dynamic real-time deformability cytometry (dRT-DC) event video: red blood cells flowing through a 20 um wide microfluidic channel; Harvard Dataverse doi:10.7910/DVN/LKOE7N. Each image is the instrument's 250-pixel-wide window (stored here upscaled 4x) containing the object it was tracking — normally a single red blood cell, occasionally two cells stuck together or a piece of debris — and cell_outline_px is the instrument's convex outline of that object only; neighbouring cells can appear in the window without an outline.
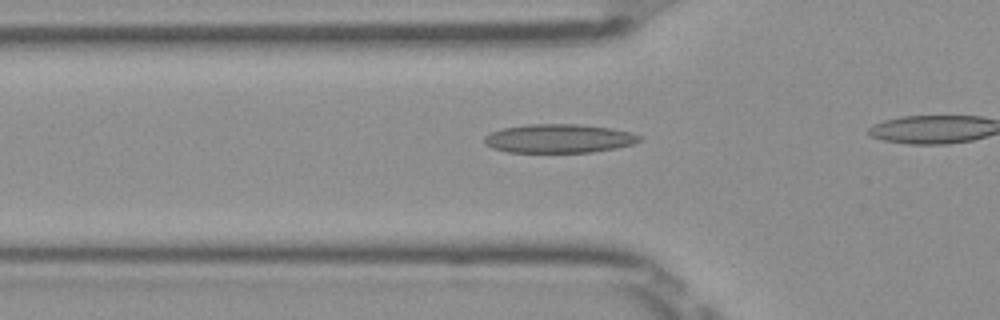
{"species": "Egyptian fruit bat (a non-hibernating species)", "species_latin": "Rousettus aegyptiacus", "temperature_condition": "room temperature", "stored_images_in_passage": 18, "camera_frame_rate_fps": 3000, "um_per_image_px": 0.085, "frame": {"image": 1, "passage_image": 13, "time_ms": 4.0, "image_size_px": [1000, 320], "cell_outline_px": [[640, 140], [632, 144], [616, 148], [592, 152], [508, 152], [492, 148], [484, 144], [484, 136], [500, 128], [528, 124], [580, 124], [612, 128], [632, 132], [640, 136]], "centroid_in_image_um": [47.48, 11.76], "position_along_channel_um": 78.3, "area_um2": 26.13}}
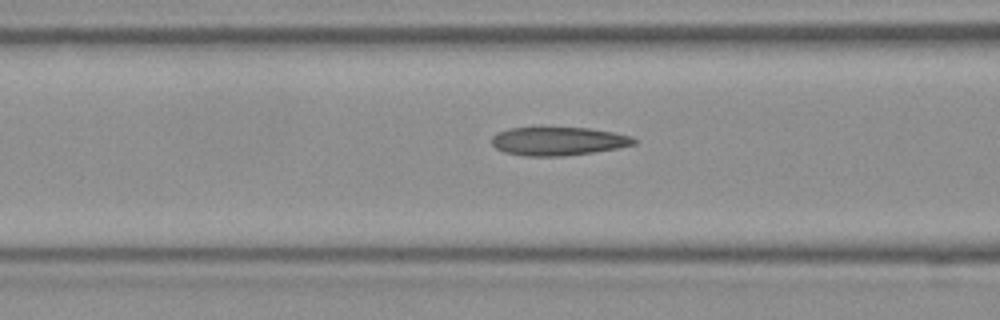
{"frame": {"image": 2, "passage_image": 16, "time_ms": 5.0, "image_size_px": [1000, 320], "cell_outline_px": [[636, 144], [616, 148], [592, 152], [564, 156], [524, 156], [504, 152], [496, 148], [492, 144], [492, 136], [496, 132], [508, 128], [540, 124], [592, 128], [632, 136], [636, 140]], "centroid_in_image_um": [47.38, 11.94], "position_along_channel_um": 119.2, "area_um2": 24.74}}